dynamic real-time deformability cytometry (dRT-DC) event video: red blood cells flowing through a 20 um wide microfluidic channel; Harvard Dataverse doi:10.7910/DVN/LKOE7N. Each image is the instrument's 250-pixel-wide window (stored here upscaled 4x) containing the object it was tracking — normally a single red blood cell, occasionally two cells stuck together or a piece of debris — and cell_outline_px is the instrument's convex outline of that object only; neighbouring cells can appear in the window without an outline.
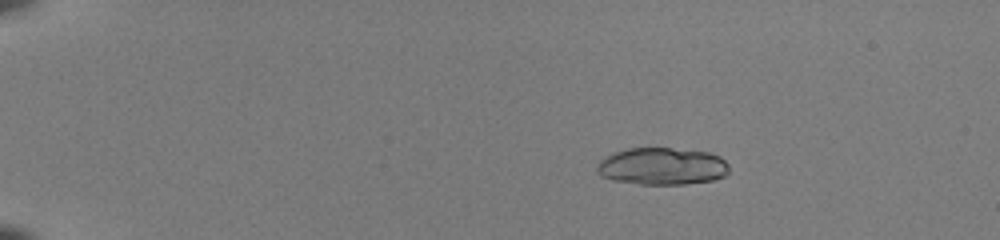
{"species": "common noctule bat (a hibernating species)", "species_latin": "Nyctalus noctula", "temperature_condition": "room temperature", "stored_images_in_passage": 49, "camera_frame_rate_fps": 3000, "um_per_image_px": 0.085, "animal": {"sex": "female", "body_mass_g": 22.0, "forearm_length_mm": 56.7}, "frame": {"image": 1, "passage_image": 8, "time_ms": 2.333, "image_size_px": [1000, 240], "cell_outline_px": [[728, 176], [712, 180], [688, 184], [640, 184], [612, 180], [600, 176], [596, 172], [596, 168], [600, 160], [604, 156], [612, 152], [628, 148], [672, 148], [708, 152], [720, 156], [728, 164]], "centroid_in_image_um": [56.26, 14.13], "position_along_channel_um": 28.7, "area_um2": 29.02}}